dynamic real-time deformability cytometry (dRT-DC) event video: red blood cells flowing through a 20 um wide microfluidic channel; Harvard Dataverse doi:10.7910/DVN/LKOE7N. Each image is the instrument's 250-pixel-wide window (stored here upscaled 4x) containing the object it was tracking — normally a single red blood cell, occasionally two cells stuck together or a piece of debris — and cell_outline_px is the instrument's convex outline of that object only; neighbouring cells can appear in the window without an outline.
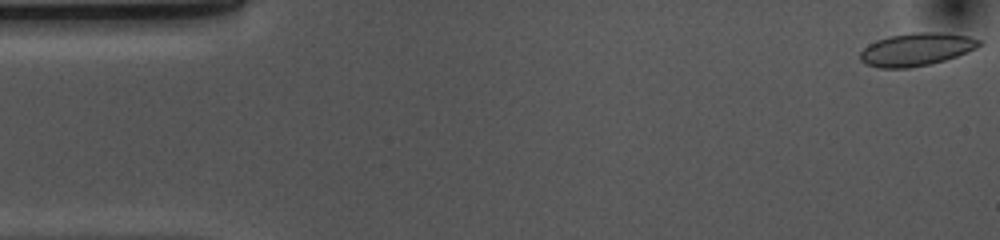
{"species": "common noctule bat (a hibernating species)", "species_latin": "Nyctalus noctula", "temperature_condition": "cold", "stored_images_in_passage": 53, "camera_frame_rate_fps": 3000, "um_per_image_px": 0.085, "animal": {"sex": "female", "body_mass_g": 10.0, "forearm_length_mm": 53.1}, "frame": {"image": 1, "passage_image": 1, "time_ms": 0.0, "image_size_px": [1000, 240], "cell_outline_px": [[984, 44], [968, 52], [932, 64], [908, 68], [880, 68], [864, 64], [860, 60], [860, 52], [868, 44], [876, 40], [888, 36], [912, 32], [940, 32], [968, 36], [984, 40]], "centroid_in_image_um": [77.91, 4.19], "position_along_channel_um": 7.1, "area_um2": 23.12}}
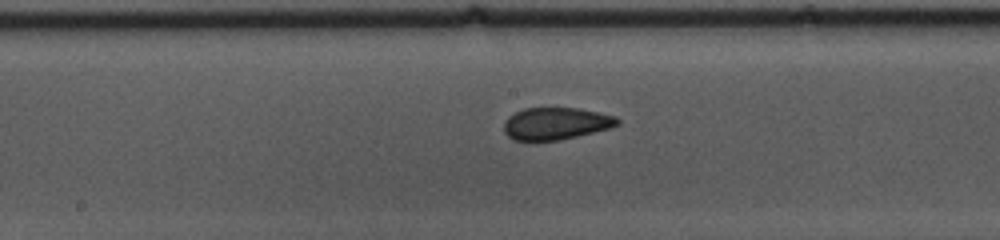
{"frame": {"image": 2, "passage_image": 26, "time_ms": 8.333, "image_size_px": [1000, 240], "cell_outline_px": [[620, 124], [612, 128], [560, 140], [532, 144], [512, 140], [504, 132], [504, 120], [508, 116], [524, 108], [580, 108], [616, 116], [620, 120]], "centroid_in_image_um": [47.21, 10.54], "position_along_channel_um": 201.0, "area_um2": 22.14}}
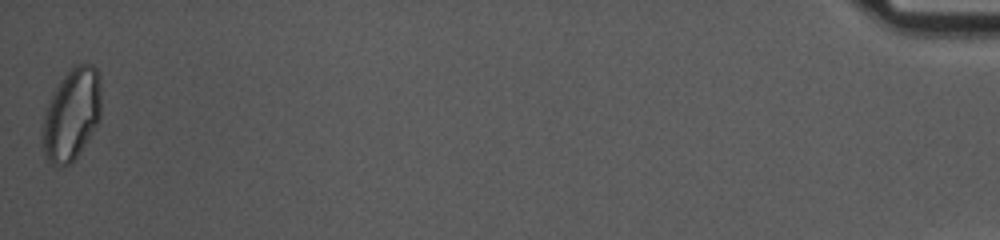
{"frame": {"image": 3, "passage_image": 53, "time_ms": 17.333, "image_size_px": [1000, 240], "cell_outline_px": [[100, 120], [80, 152], [68, 164], [52, 164], [44, 156], [44, 116], [48, 104], [60, 80], [72, 64], [92, 64], [96, 68], [100, 76]], "centroid_in_image_um": [6.13, 9.67], "position_along_channel_um": 429.1, "area_um2": 30.92}, "authors_computed_cell_mechanics": {"area_um2": 22.1374, "velocity_mm_per_s": 3.6613, "shape_relaxation_time_tau1_ms": 3.8068, "shape_relaxation_time_tau2_ms": 1.3397, "deformation_change_tau1": 0.1013, "deformation_change_tau2": 0.0517}}